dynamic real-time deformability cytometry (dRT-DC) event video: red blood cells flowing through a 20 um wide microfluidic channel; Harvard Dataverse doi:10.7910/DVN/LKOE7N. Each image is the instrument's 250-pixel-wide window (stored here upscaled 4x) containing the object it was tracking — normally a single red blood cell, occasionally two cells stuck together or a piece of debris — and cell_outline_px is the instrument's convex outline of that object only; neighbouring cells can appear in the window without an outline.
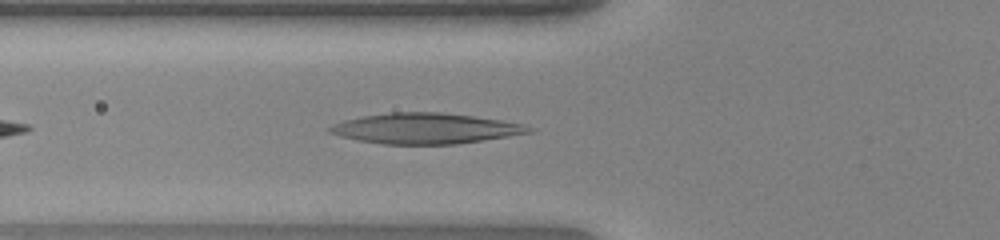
{"species": "human", "species_latin": "Homo sapiens", "temperature_condition": "warm", "stored_images_in_passage": 33, "camera_frame_rate_fps": 3000, "um_per_image_px": 0.085, "donor": {"sex": "female"}, "frame": {"image": 1, "passage_image": 4, "time_ms": 1.0, "image_size_px": [1000, 240], "cell_outline_px": [[536, 128], [532, 132], [484, 140], [456, 144], [384, 144], [356, 140], [340, 136], [328, 132], [324, 128], [332, 124], [344, 120], [360, 116], [388, 112], [440, 112], [472, 116], [500, 120], [524, 124]], "centroid_in_image_um": [36.11, 10.91], "position_along_channel_um": 89.7, "area_um2": 35.66}}
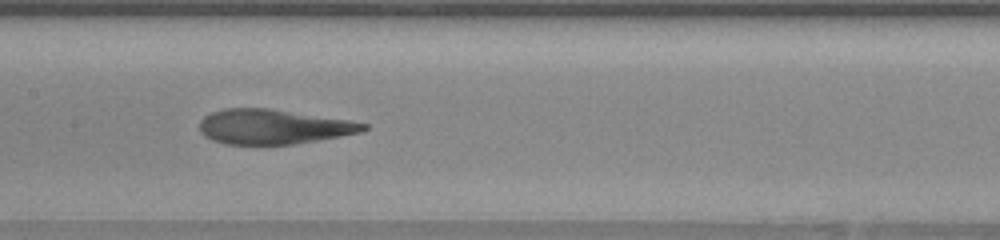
{"frame": {"image": 2, "passage_image": 11, "time_ms": 3.333, "image_size_px": [1000, 240], "cell_outline_px": [[368, 128], [360, 132], [340, 136], [292, 144], [228, 144], [212, 140], [204, 136], [200, 132], [200, 120], [204, 116], [212, 112], [224, 108], [268, 108], [348, 120], [368, 124]], "centroid_in_image_um": [23.19, 10.76], "position_along_channel_um": 184.2, "area_um2": 32.89}}
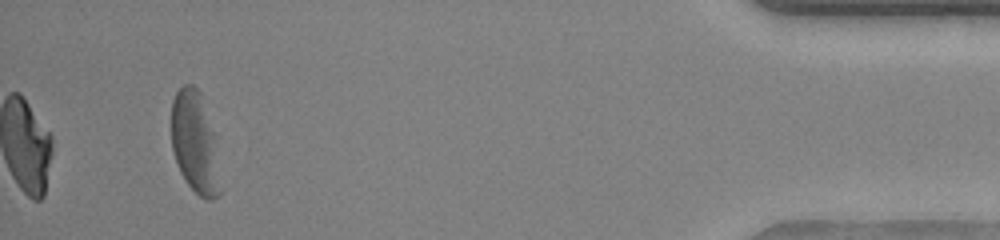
{"frame": {"image": 3, "passage_image": 33, "time_ms": 10.667, "image_size_px": [1000, 240], "cell_outline_px": [[220, 196], [212, 200], [208, 200], [200, 196], [188, 184], [180, 172], [172, 148], [172, 100], [176, 92], [184, 84], [192, 84], [200, 92], [212, 132], [220, 192]], "centroid_in_image_um": [16.52, 12.12], "position_along_channel_um": 418.7, "area_um2": 27.8}}